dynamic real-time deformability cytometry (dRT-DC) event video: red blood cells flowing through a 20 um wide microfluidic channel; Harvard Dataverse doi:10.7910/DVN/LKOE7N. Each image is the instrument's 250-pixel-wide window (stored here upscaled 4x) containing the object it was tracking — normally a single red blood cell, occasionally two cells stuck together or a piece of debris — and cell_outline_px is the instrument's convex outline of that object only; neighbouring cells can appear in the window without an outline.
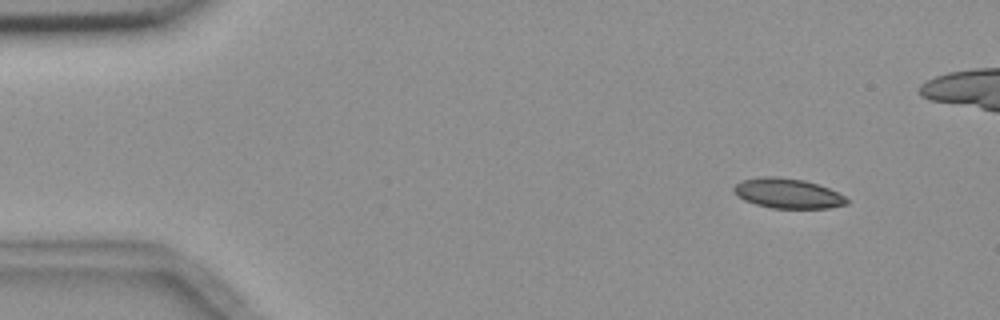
{"species": "common noctule bat (a hibernating species)", "species_latin": "Nyctalus noctula", "temperature_condition": "room temperature", "stored_images_in_passage": 5, "camera_frame_rate_fps": 3000, "um_per_image_px": 0.085, "animal": {"sex": "female", "body_mass_g": 18.4}, "frame": {"image": 1, "passage_image": 1, "time_ms": 0.0, "image_size_px": [1000, 320], "cell_outline_px": [[848, 204], [828, 208], [772, 208], [756, 204], [744, 200], [736, 196], [732, 192], [732, 188], [740, 180], [764, 176], [776, 176], [804, 180], [828, 188], [844, 196], [848, 200]], "centroid_in_image_um": [66.9, 16.43], "position_along_channel_um": 18.1, "area_um2": 19.71}}